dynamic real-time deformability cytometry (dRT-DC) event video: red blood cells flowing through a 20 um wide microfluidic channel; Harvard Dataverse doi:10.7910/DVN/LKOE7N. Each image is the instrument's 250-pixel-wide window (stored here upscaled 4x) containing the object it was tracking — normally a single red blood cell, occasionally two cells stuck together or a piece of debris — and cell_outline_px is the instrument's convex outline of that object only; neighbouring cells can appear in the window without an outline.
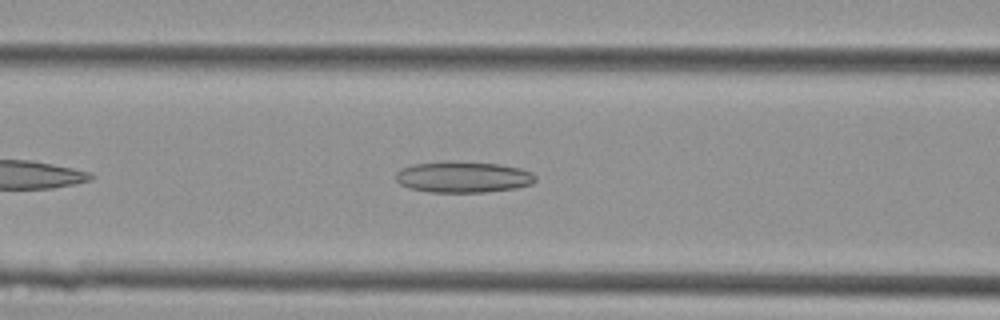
{"species": "Egyptian fruit bat (a non-hibernating species)", "species_latin": "Rousettus aegyptiacus", "temperature_condition": "cold", "stored_images_in_passage": 33, "camera_frame_rate_fps": 3000, "um_per_image_px": 0.085, "animal": {"sex": "female"}, "frame": {"image": 1, "passage_image": 7, "time_ms": 2.0, "image_size_px": [1000, 320], "cell_outline_px": [[536, 180], [532, 184], [516, 188], [484, 192], [428, 192], [408, 188], [400, 184], [396, 180], [396, 172], [400, 168], [412, 164], [444, 160], [448, 160], [500, 164], [520, 168], [532, 172], [536, 176]], "centroid_in_image_um": [39.34, 15.03], "position_along_channel_um": 127.3, "area_um2": 25.84}}
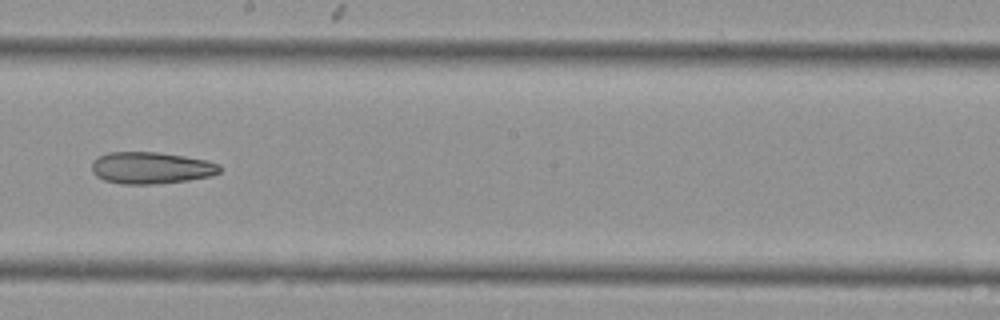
{"frame": {"image": 2, "passage_image": 14, "time_ms": 4.333, "image_size_px": [1000, 320], "cell_outline_px": [[220, 172], [212, 176], [188, 180], [152, 184], [124, 184], [104, 180], [96, 176], [92, 172], [92, 160], [108, 152], [156, 152], [184, 156], [208, 160], [220, 164]], "centroid_in_image_um": [12.85, 14.26], "position_along_channel_um": 235.4, "area_um2": 23.76}}
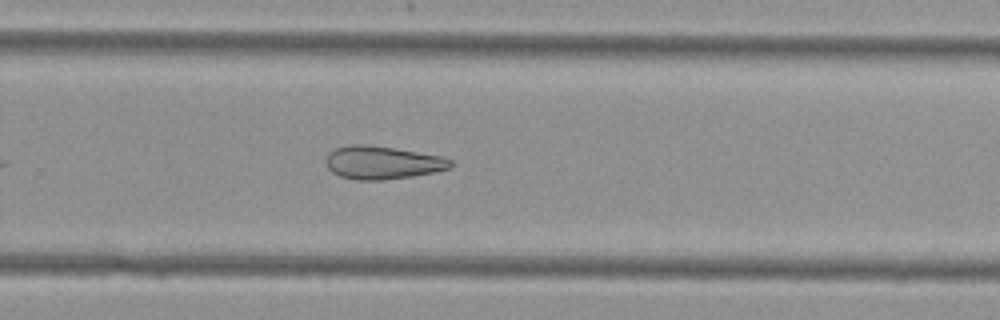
{"frame": {"image": 3, "passage_image": 18, "time_ms": 5.667, "image_size_px": [1000, 320], "cell_outline_px": [[452, 168], [412, 176], [384, 180], [356, 180], [340, 176], [332, 172], [328, 168], [324, 160], [328, 152], [336, 148], [348, 144], [368, 144], [440, 156], [452, 160]], "centroid_in_image_um": [32.45, 13.82], "position_along_channel_um": 297.4, "area_um2": 24.04}}